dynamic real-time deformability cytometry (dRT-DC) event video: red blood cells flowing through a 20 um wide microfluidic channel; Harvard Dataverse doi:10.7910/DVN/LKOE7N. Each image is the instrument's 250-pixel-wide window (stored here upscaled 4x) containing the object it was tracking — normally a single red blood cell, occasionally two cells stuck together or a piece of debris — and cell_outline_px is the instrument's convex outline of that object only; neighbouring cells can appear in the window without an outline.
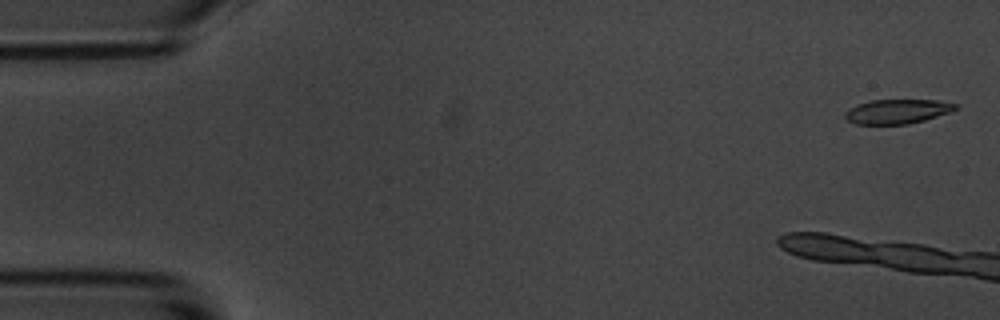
{"species": "common noctule bat (a hibernating species)", "species_latin": "Nyctalus noctula", "temperature_condition": "room temperature", "stored_images_in_passage": 10, "camera_frame_rate_fps": 3000, "um_per_image_px": 0.085, "animal": {"sex": "male", "body_mass_g": 20.1, "forearm_length_mm": 53.5}, "frame": {"image": 1, "passage_image": 2, "time_ms": 0.333, "image_size_px": [1000, 320], "cell_outline_px": [[960, 104], [952, 112], [924, 120], [908, 124], [856, 124], [848, 120], [844, 116], [844, 112], [848, 108], [872, 100], [936, 100]], "centroid_in_image_um": [76.29, 9.47], "position_along_channel_um": 8.7, "area_um2": 15.72}}